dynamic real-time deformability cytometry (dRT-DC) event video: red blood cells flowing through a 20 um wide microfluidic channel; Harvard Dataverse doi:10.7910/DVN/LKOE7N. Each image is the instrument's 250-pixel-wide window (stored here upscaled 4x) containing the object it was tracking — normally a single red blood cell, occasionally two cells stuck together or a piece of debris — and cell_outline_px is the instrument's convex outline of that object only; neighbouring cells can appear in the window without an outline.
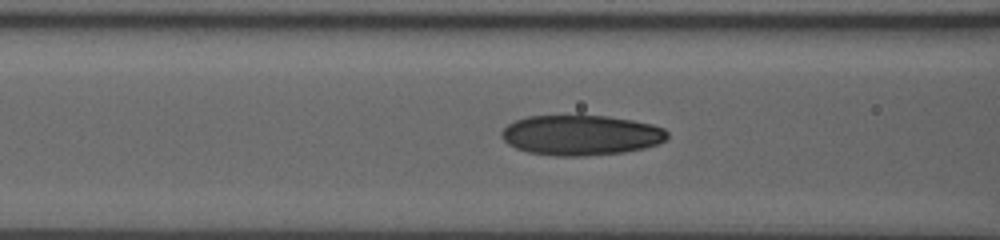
{"species": "human", "species_latin": "Homo sapiens", "temperature_condition": "room temperature", "stored_images_in_passage": 45, "camera_frame_rate_fps": 3000, "um_per_image_px": 0.085, "donor": {"sex": "male"}, "frame": {"image": 1, "passage_image": 23, "time_ms": 7.333, "image_size_px": [1000, 240], "cell_outline_px": [[668, 136], [664, 140], [656, 144], [644, 148], [624, 152], [580, 156], [556, 156], [528, 152], [516, 148], [508, 144], [500, 136], [500, 132], [508, 124], [516, 120], [528, 116], [608, 116], [632, 120], [652, 124], [664, 128], [668, 132]], "centroid_in_image_um": [49.36, 11.49], "position_along_channel_um": 117.2, "area_um2": 38.73}}
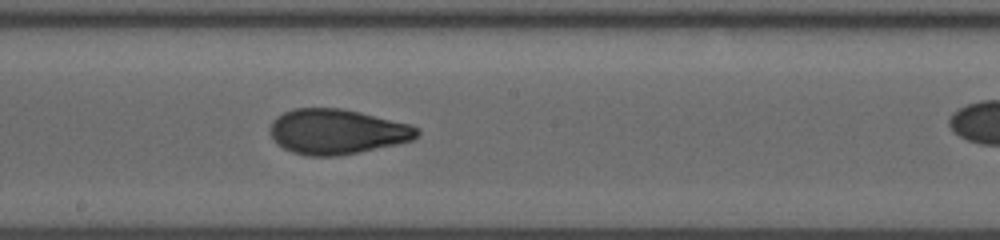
{"frame": {"image": 2, "passage_image": 31, "time_ms": 10.0, "image_size_px": [1000, 240], "cell_outline_px": [[420, 132], [412, 140], [396, 144], [360, 152], [336, 156], [308, 156], [292, 152], [276, 144], [268, 128], [272, 120], [276, 116], [292, 108], [344, 108], [408, 124], [420, 128]], "centroid_in_image_um": [28.6, 11.18], "position_along_channel_um": 219.6, "area_um2": 38.73}}
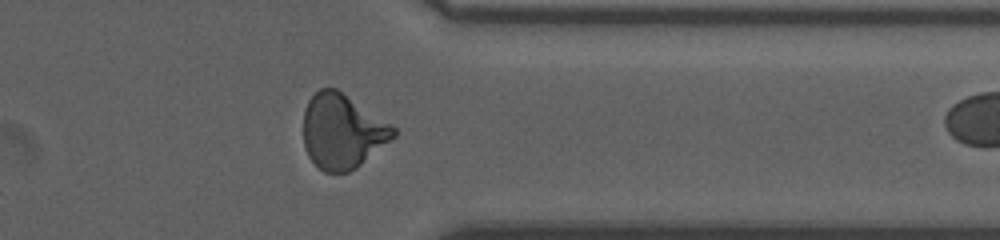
{"frame": {"image": 3, "passage_image": 44, "time_ms": 14.333, "image_size_px": [1000, 240], "cell_outline_px": [[396, 136], [356, 168], [348, 172], [324, 172], [308, 156], [304, 144], [304, 108], [308, 100], [320, 88], [336, 88], [392, 124], [396, 128]], "centroid_in_image_um": [29.1, 11.16], "position_along_channel_um": 382.3, "area_um2": 39.02}}